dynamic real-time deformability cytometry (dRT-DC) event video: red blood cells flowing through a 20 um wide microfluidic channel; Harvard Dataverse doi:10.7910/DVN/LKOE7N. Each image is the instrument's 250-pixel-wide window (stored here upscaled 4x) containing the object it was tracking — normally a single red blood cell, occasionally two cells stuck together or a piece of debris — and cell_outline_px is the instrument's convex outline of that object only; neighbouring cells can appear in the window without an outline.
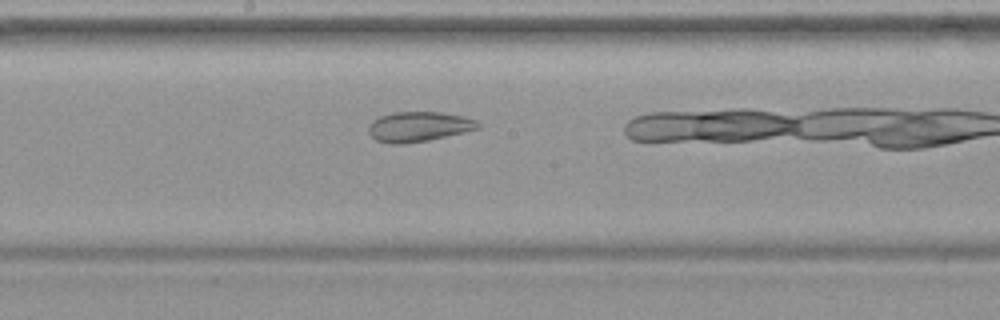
{"species": "common noctule bat (a hibernating species)", "species_latin": "Nyctalus noctula", "temperature_condition": "warm", "stored_images_in_passage": 26, "camera_frame_rate_fps": 3000, "um_per_image_px": 0.085, "animal": {"sex": "female", "body_mass_g": 19.9}, "frame": {"image": 1, "passage_image": 19, "time_ms": 6.0, "image_size_px": [1000, 320], "cell_outline_px": [[480, 128], [464, 132], [428, 140], [404, 144], [388, 144], [376, 140], [368, 132], [368, 124], [372, 120], [380, 116], [392, 112], [440, 112], [464, 116], [476, 120], [480, 124]], "centroid_in_image_um": [35.56, 10.76], "position_along_channel_um": 212.6, "area_um2": 19.25}}